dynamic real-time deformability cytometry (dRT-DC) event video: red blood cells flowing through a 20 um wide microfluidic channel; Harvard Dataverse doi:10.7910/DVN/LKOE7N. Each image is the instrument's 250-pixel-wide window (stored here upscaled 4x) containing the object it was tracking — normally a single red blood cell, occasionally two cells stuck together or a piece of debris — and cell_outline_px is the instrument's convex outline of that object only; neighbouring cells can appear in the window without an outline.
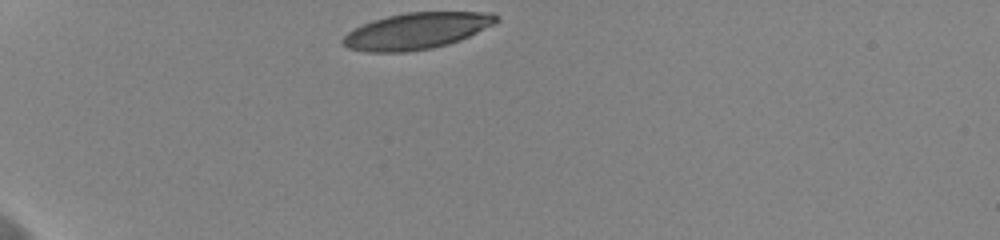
{"species": "human", "species_latin": "Homo sapiens", "temperature_condition": "cold", "stored_images_in_passage": 34, "camera_frame_rate_fps": 3000, "um_per_image_px": 0.085, "donor": {"sex": "female"}, "frame": {"image": 1, "passage_image": 1, "time_ms": 0.0, "image_size_px": [1000, 240], "cell_outline_px": [[500, 20], [496, 24], [460, 40], [448, 44], [432, 48], [404, 52], [368, 52], [348, 48], [340, 40], [348, 32], [372, 20], [404, 12], [492, 12]], "centroid_in_image_um": [35.44, 2.62], "position_along_channel_um": 49.6, "area_um2": 32.48}}
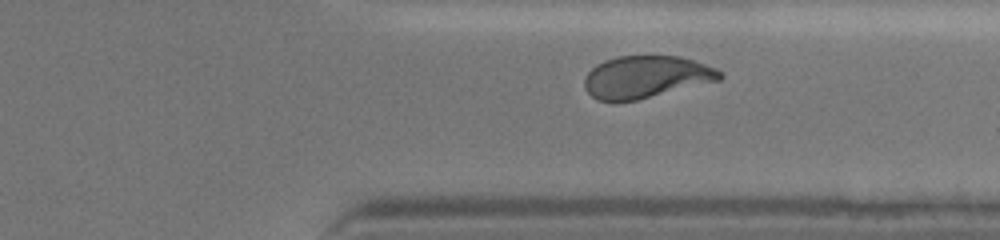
{"frame": {"image": 2, "passage_image": 30, "time_ms": 9.667, "image_size_px": [1000, 240], "cell_outline_px": [[724, 76], [720, 80], [636, 100], [596, 100], [584, 88], [584, 80], [588, 72], [596, 64], [616, 56], [680, 56], [716, 68], [724, 72]], "centroid_in_image_um": [54.92, 6.53], "position_along_channel_um": 356.5, "area_um2": 33.06}}
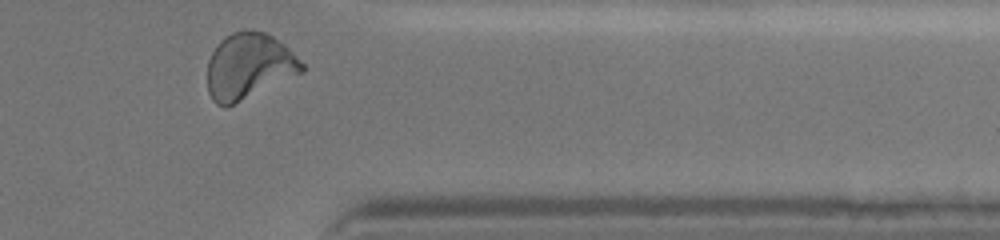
{"frame": {"image": 3, "passage_image": 33, "time_ms": 10.667, "image_size_px": [1000, 240], "cell_outline_px": [[304, 72], [224, 108], [216, 104], [212, 100], [208, 92], [208, 60], [216, 44], [220, 40], [232, 32], [244, 28], [264, 32], [272, 36], [284, 44], [304, 64]], "centroid_in_image_um": [21.13, 5.61], "position_along_channel_um": 390.3, "area_um2": 36.36}, "authors_computed_cell_mechanics": {"area_um2": 34.0442, "velocity_mm_per_s": 3.6144, "shape_relaxation_time_tau1_ms": 4.4454, "shape_relaxation_time_tau2_ms": 1.3381, "deformation_change_tau1": 0.1703, "deformation_change_tau2": 0.0754}}